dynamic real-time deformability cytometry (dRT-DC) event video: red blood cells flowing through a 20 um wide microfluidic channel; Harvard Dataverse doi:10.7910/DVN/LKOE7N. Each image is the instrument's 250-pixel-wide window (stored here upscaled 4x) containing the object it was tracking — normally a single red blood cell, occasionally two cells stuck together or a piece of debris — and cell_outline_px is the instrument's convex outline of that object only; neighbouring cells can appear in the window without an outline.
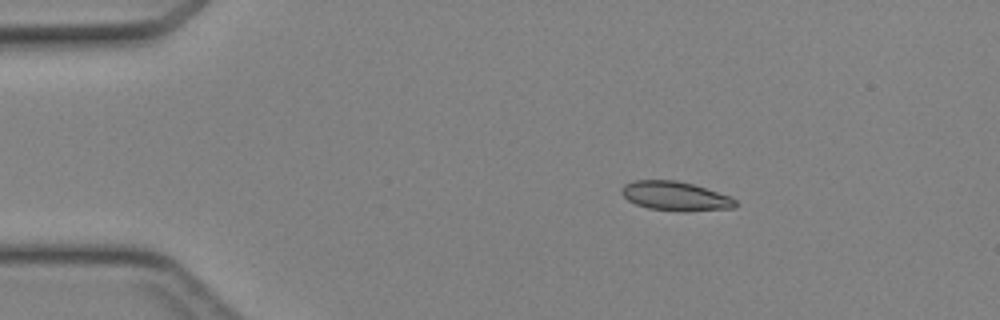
{"species": "Egyptian fruit bat (a non-hibernating species)", "species_latin": "Rousettus aegyptiacus", "temperature_condition": "cold", "stored_images_in_passage": 39, "camera_frame_rate_fps": 3000, "um_per_image_px": 0.085, "animal": {"sex": "female"}, "frame": {"image": 1, "passage_image": 1, "time_ms": 0.0, "image_size_px": [1000, 320], "cell_outline_px": [[736, 208], [684, 212], [648, 208], [636, 204], [628, 200], [620, 192], [620, 188], [624, 184], [636, 180], [676, 180], [692, 184], [732, 196], [736, 200]], "centroid_in_image_um": [57.42, 16.67], "position_along_channel_um": 27.6, "area_um2": 19.54}}
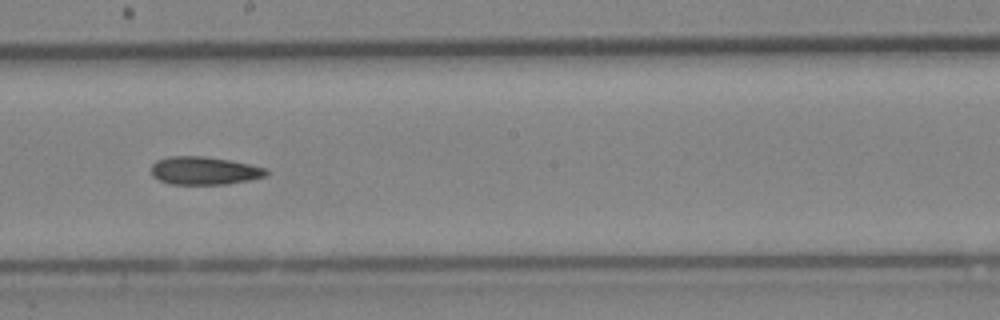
{"frame": {"image": 2, "passage_image": 19, "time_ms": 6.0, "image_size_px": [1000, 320], "cell_outline_px": [[268, 176], [228, 184], [172, 184], [160, 180], [152, 176], [152, 164], [156, 160], [168, 156], [204, 156], [228, 160], [248, 164], [264, 168], [268, 172]], "centroid_in_image_um": [17.34, 14.5], "position_along_channel_um": 230.9, "area_um2": 18.67}}
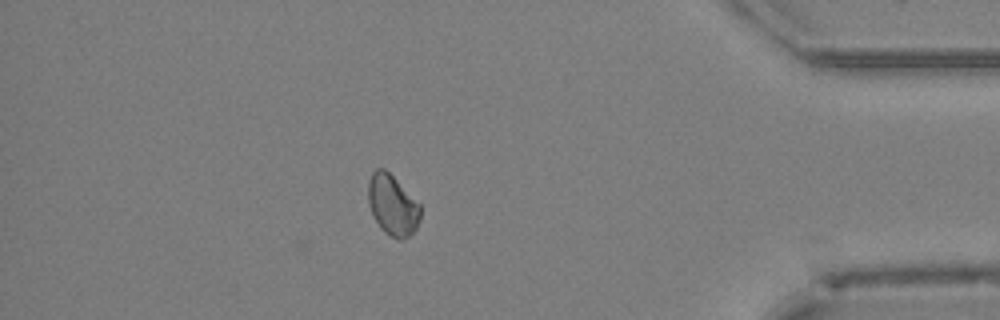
{"frame": {"image": 3, "passage_image": 33, "time_ms": 10.667, "image_size_px": [1000, 320], "cell_outline_px": [[420, 220], [416, 228], [408, 236], [400, 240], [384, 232], [380, 228], [372, 216], [368, 204], [368, 184], [372, 172], [376, 168], [384, 168], [420, 204]], "centroid_in_image_um": [33.34, 17.44], "position_along_channel_um": 401.9, "area_um2": 18.32}}